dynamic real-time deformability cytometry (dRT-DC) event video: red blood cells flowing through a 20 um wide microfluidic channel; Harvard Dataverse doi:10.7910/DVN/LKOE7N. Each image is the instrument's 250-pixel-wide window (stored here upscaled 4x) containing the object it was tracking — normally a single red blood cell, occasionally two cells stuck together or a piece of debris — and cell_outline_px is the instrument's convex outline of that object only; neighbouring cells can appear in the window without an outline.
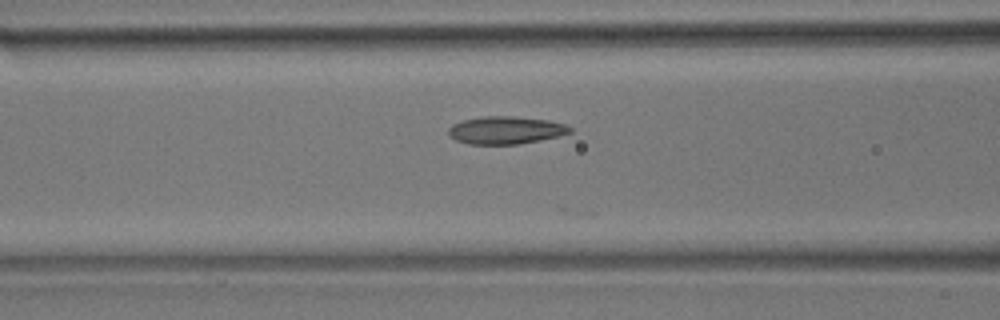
{"species": "common noctule bat (a hibernating species)", "species_latin": "Nyctalus noctula", "temperature_condition": "room temperature", "stored_images_in_passage": 22, "camera_frame_rate_fps": 3000, "um_per_image_px": 0.085, "animal": {"sex": "male", "body_mass_g": 17.9}, "frame": {"image": 1, "passage_image": 7, "time_ms": 2.0, "image_size_px": [1000, 320], "cell_outline_px": [[572, 132], [540, 140], [516, 144], [468, 144], [456, 140], [448, 136], [448, 128], [452, 124], [464, 120], [484, 116], [512, 116], [548, 120], [564, 124], [572, 128]], "centroid_in_image_um": [42.95, 11.06], "position_along_channel_um": 123.7, "area_um2": 19.48}}
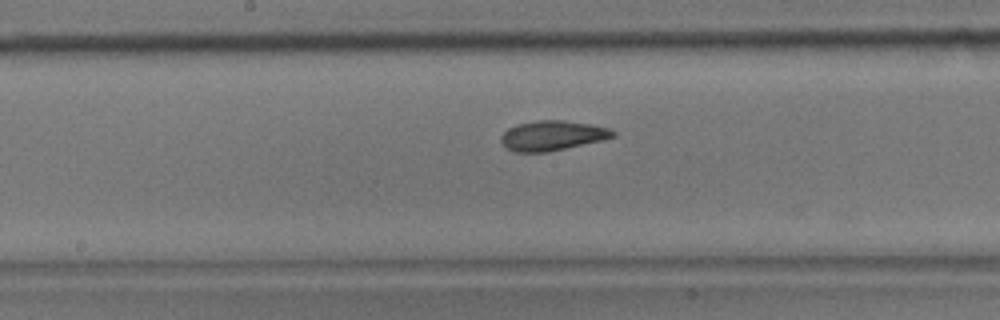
{"frame": {"image": 2, "passage_image": 13, "time_ms": 4.0, "image_size_px": [1000, 320], "cell_outline_px": [[616, 136], [604, 140], [548, 152], [516, 152], [500, 144], [500, 136], [508, 128], [516, 124], [536, 120], [564, 120], [588, 124], [608, 128], [616, 132]], "centroid_in_image_um": [46.93, 11.52], "position_along_channel_um": 201.3, "area_um2": 19.59}}
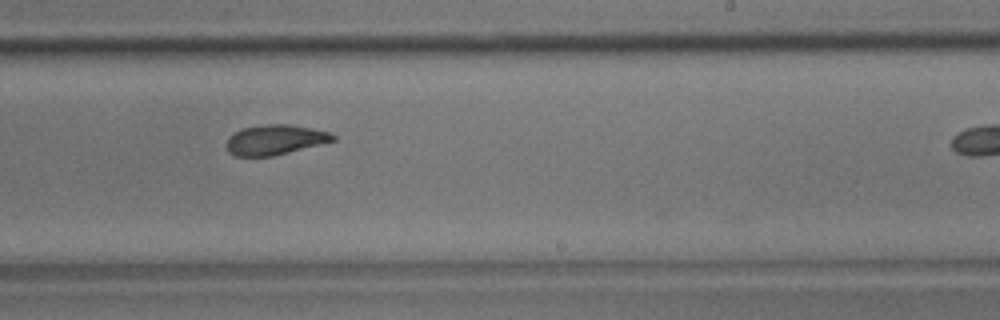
{"frame": {"image": 3, "passage_image": 18, "time_ms": 5.667, "image_size_px": [1000, 320], "cell_outline_px": [[336, 140], [272, 156], [232, 156], [228, 152], [224, 144], [228, 136], [244, 128], [268, 124], [288, 124], [328, 132], [336, 136]], "centroid_in_image_um": [23.31, 11.89], "position_along_channel_um": 265.7, "area_um2": 18.44}}